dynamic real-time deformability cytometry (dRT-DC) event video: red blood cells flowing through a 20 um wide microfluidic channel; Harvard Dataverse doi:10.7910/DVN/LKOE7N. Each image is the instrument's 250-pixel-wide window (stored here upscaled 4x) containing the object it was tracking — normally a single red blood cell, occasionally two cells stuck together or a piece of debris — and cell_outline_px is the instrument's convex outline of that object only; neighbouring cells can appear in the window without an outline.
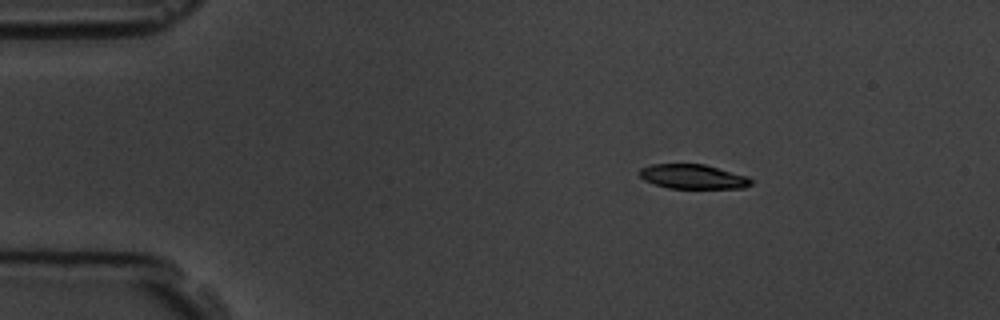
{"species": "common noctule bat (a hibernating species)", "species_latin": "Nyctalus noctula", "temperature_condition": "room temperature", "stored_images_in_passage": 4, "camera_frame_rate_fps": 3000, "um_per_image_px": 0.085, "animal": {"sex": "male", "body_mass_g": 19.5, "forearm_length_mm": 54.6}, "frame": {"image": 1, "passage_image": 1, "time_ms": 0.0, "image_size_px": [1000, 320], "cell_outline_px": [[752, 184], [744, 188], [668, 188], [644, 180], [640, 176], [640, 168], [652, 164], [704, 164], [748, 176], [752, 180]], "centroid_in_image_um": [58.92, 15.01], "position_along_channel_um": 26.1, "area_um2": 15.84}}
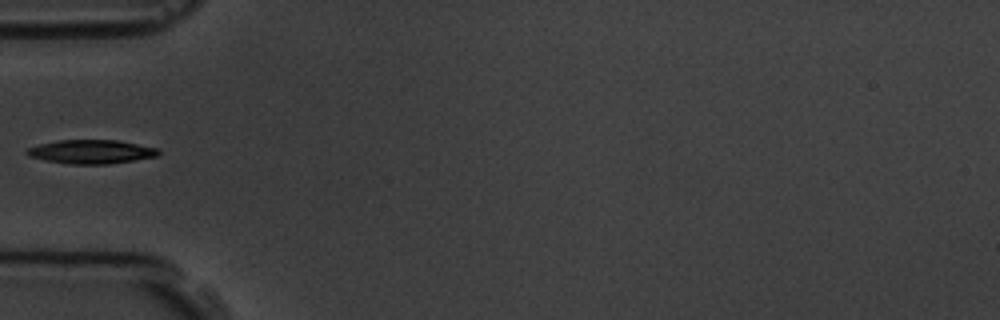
{"frame": {"image": 2, "passage_image": 4, "time_ms": 3.333, "image_size_px": [1000, 320], "cell_outline_px": [[160, 152], [156, 156], [108, 164], [68, 164], [44, 160], [28, 156], [24, 152], [28, 148], [40, 144], [60, 140], [116, 140], [160, 148]], "centroid_in_image_um": [7.73, 12.9], "position_along_channel_um": 77.3, "area_um2": 18.21}}